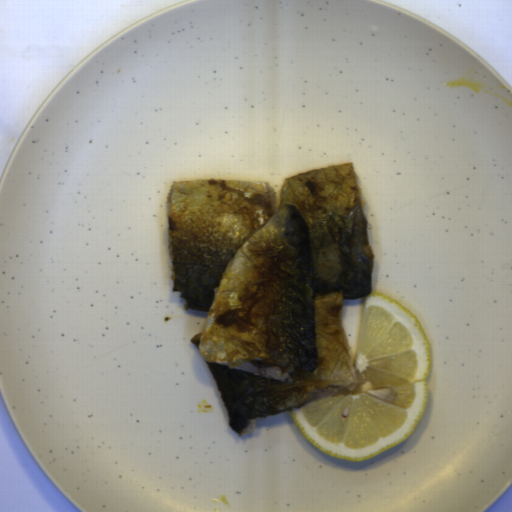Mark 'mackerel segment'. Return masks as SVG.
I'll use <instances>...</instances> for the list:
<instances>
[{"instance_id": "obj_1", "label": "mackerel segment", "mask_w": 512, "mask_h": 512, "mask_svg": "<svg viewBox=\"0 0 512 512\" xmlns=\"http://www.w3.org/2000/svg\"><path fill=\"white\" fill-rule=\"evenodd\" d=\"M352 162L270 182H173L167 225L174 277L189 310L207 311L191 337L229 424L353 391L359 382L344 300L372 291L375 255Z\"/></svg>"}]
</instances>
